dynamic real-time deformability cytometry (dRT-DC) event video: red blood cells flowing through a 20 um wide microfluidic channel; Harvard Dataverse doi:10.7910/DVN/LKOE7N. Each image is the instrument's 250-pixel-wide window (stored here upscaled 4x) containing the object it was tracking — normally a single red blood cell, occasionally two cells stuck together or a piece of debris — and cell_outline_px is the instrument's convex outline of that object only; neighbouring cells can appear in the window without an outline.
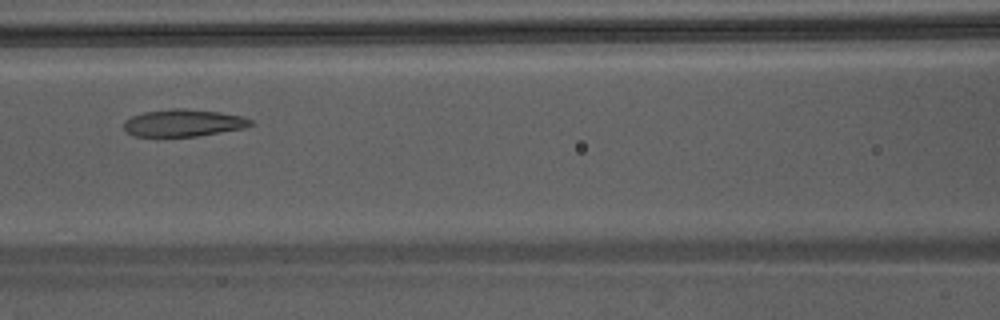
{"species": "Egyptian fruit bat (a non-hibernating species)", "species_latin": "Rousettus aegyptiacus", "temperature_condition": "warm", "stored_images_in_passage": 35, "camera_frame_rate_fps": 3000, "um_per_image_px": 0.085, "animal": {"sex": "male"}, "frame": {"image": 1, "passage_image": 10, "time_ms": 3.0, "image_size_px": [1000, 320], "cell_outline_px": [[256, 124], [244, 128], [196, 136], [132, 136], [124, 128], [124, 120], [132, 116], [144, 112], [172, 108], [180, 108], [220, 112], [244, 116], [252, 120]], "centroid_in_image_um": [15.62, 10.44], "position_along_channel_um": 151.0, "area_um2": 20.11}}
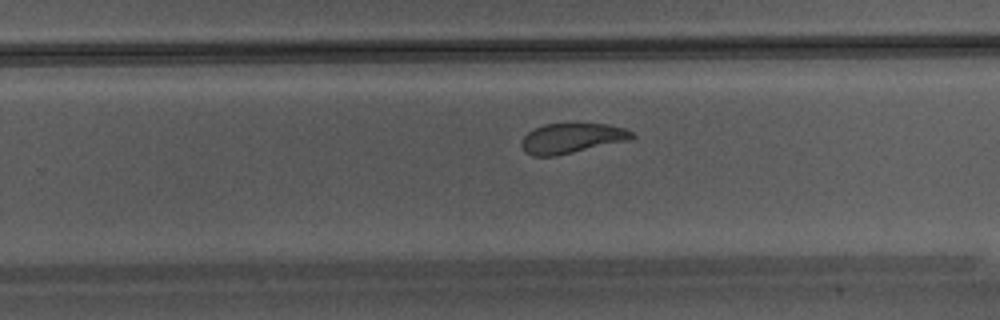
{"frame": {"image": 2, "passage_image": 19, "time_ms": 6.0, "image_size_px": [1000, 320], "cell_outline_px": [[636, 136], [628, 140], [556, 156], [532, 156], [524, 152], [520, 144], [524, 136], [528, 132], [544, 124], [608, 124], [624, 128], [632, 132]], "centroid_in_image_um": [48.57, 11.76], "position_along_channel_um": 281.2, "area_um2": 19.19}}
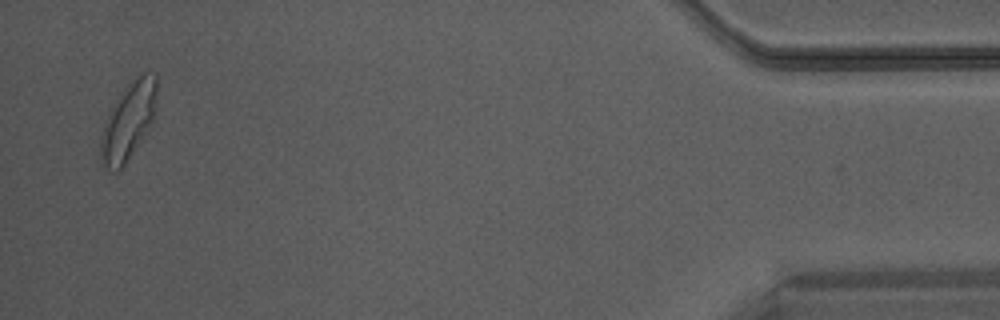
{"frame": {"image": 3, "passage_image": 34, "time_ms": 11.0, "image_size_px": [1000, 320], "cell_outline_px": [[156, 100], [152, 120], [124, 164], [116, 172], [112, 172], [104, 164], [100, 156], [100, 140], [104, 124], [116, 100], [128, 84], [140, 72], [156, 72]], "centroid_in_image_um": [10.9, 10.24], "position_along_channel_um": 424.3, "area_um2": 24.33}}